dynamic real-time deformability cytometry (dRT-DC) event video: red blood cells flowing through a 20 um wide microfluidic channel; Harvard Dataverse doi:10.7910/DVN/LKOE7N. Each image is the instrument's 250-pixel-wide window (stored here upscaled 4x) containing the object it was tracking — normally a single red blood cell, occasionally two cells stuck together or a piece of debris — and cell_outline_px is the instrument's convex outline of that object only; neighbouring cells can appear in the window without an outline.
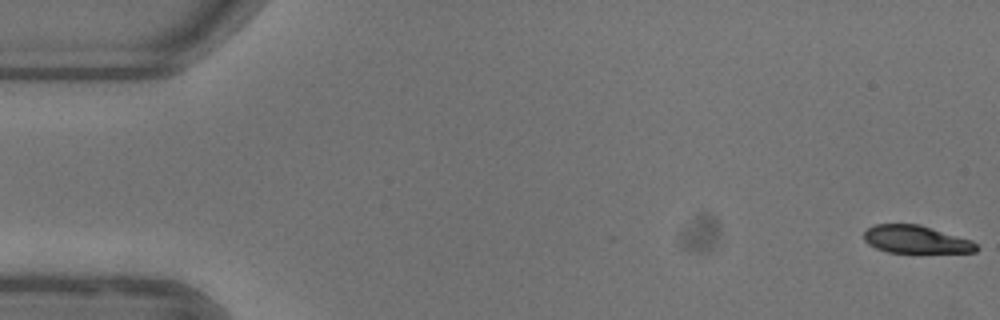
{"species": "common noctule bat (a hibernating species)", "species_latin": "Nyctalus noctula", "temperature_condition": "warm", "stored_images_in_passage": 53, "camera_frame_rate_fps": 3000, "um_per_image_px": 0.085, "animal": {"sex": "female"}, "frame": {"image": 1, "passage_image": 1, "time_ms": 0.0, "image_size_px": [1000, 320], "cell_outline_px": [[980, 248], [976, 252], [888, 252], [876, 248], [868, 244], [864, 240], [864, 232], [868, 228], [876, 224], [920, 224], [972, 240]], "centroid_in_image_um": [77.87, 20.35], "position_along_channel_um": 7.1, "area_um2": 18.15}}
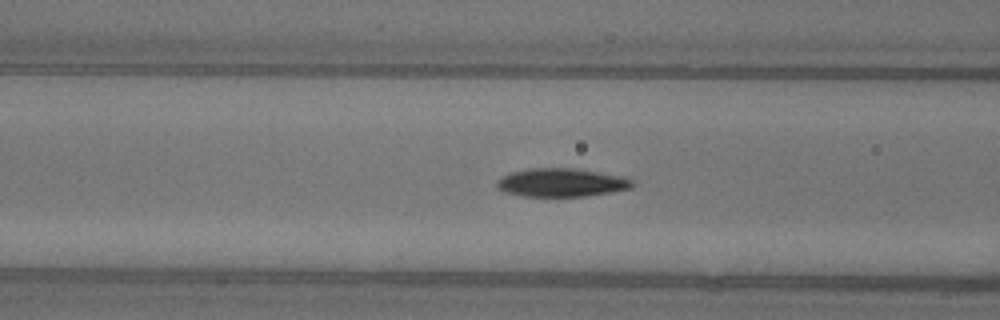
{"frame": {"image": 2, "passage_image": 21, "time_ms": 6.667, "image_size_px": [1000, 320], "cell_outline_px": [[632, 188], [584, 196], [524, 196], [504, 192], [496, 188], [496, 180], [512, 172], [528, 168], [576, 168], [620, 176], [632, 180]], "centroid_in_image_um": [47.66, 15.51], "position_along_channel_um": 118.9, "area_um2": 22.2}}
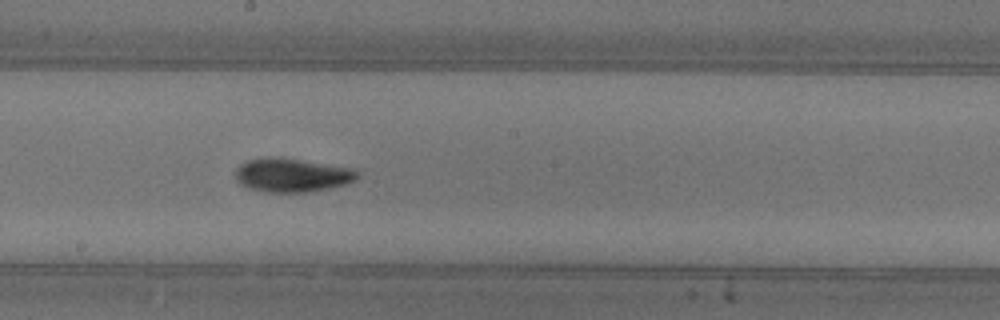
{"frame": {"image": 3, "passage_image": 29, "time_ms": 9.333, "image_size_px": [1000, 320], "cell_outline_px": [[360, 172], [352, 180], [344, 184], [328, 188], [304, 192], [268, 192], [252, 188], [240, 184], [236, 180], [236, 168], [240, 164], [248, 160], [264, 156], [280, 156], [356, 168]], "centroid_in_image_um": [24.81, 14.84], "position_along_channel_um": 223.4, "area_um2": 24.1}, "authors_computed_cell_mechanics": {"area_um2": 21.5016, "velocity_mm_per_s": 3.9192, "shape_relaxation_time_tau1_ms": 4.2156, "shape_relaxation_time_tau2_ms": 4.3859, "deformation_change_tau1": 0.165, "deformation_change_tau2": 0.0755}}